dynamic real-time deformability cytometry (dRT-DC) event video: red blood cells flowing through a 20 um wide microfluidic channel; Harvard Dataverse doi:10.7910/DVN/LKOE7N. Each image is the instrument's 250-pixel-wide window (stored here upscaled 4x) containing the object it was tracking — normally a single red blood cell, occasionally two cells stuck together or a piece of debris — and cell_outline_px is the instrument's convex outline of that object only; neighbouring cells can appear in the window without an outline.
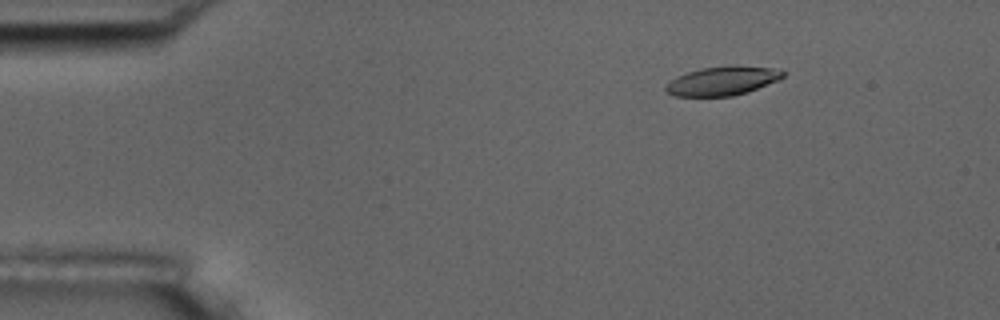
{"species": "common noctule bat (a hibernating species)", "species_latin": "Nyctalus noctula", "temperature_condition": "room temperature", "stored_images_in_passage": 8, "camera_frame_rate_fps": 3000, "um_per_image_px": 0.085, "animal": {"sex": "male", "body_mass_g": 17.5, "forearm_length_mm": 52.3}, "frame": {"image": 1, "passage_image": 3, "time_ms": 2.333, "image_size_px": [1000, 320], "cell_outline_px": [[784, 76], [776, 80], [748, 92], [732, 96], [676, 96], [664, 92], [664, 88], [676, 76], [700, 68], [732, 64], [736, 64], [772, 68], [784, 72]], "centroid_in_image_um": [61.37, 6.86], "position_along_channel_um": 23.6, "area_um2": 19.83}}
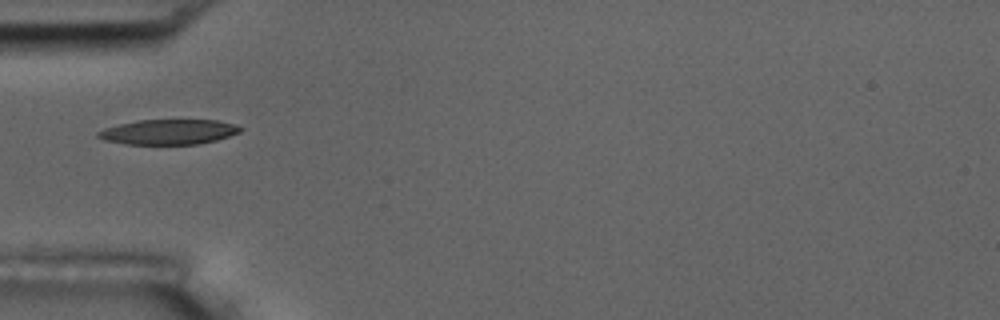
{"frame": {"image": 2, "passage_image": 6, "time_ms": 5.667, "image_size_px": [1000, 320], "cell_outline_px": [[244, 128], [240, 132], [216, 140], [200, 144], [128, 144], [104, 140], [96, 136], [96, 132], [104, 128], [136, 120], [216, 120], [232, 124]], "centroid_in_image_um": [14.31, 11.21], "position_along_channel_um": 70.7, "area_um2": 20.69}}